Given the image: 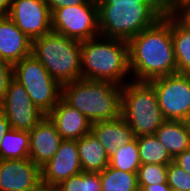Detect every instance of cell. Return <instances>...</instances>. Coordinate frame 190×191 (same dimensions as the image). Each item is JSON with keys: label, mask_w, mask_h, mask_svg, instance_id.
<instances>
[{"label": "cell", "mask_w": 190, "mask_h": 191, "mask_svg": "<svg viewBox=\"0 0 190 191\" xmlns=\"http://www.w3.org/2000/svg\"><path fill=\"white\" fill-rule=\"evenodd\" d=\"M129 70L133 81L177 74V63L171 35V14L160 18L153 26L128 41ZM135 76V77H134Z\"/></svg>", "instance_id": "obj_1"}, {"label": "cell", "mask_w": 190, "mask_h": 191, "mask_svg": "<svg viewBox=\"0 0 190 191\" xmlns=\"http://www.w3.org/2000/svg\"><path fill=\"white\" fill-rule=\"evenodd\" d=\"M100 35L81 42L82 78L110 81L123 86L129 81L128 43L126 40L110 37L99 39ZM100 40V41H99Z\"/></svg>", "instance_id": "obj_2"}, {"label": "cell", "mask_w": 190, "mask_h": 191, "mask_svg": "<svg viewBox=\"0 0 190 191\" xmlns=\"http://www.w3.org/2000/svg\"><path fill=\"white\" fill-rule=\"evenodd\" d=\"M122 86L110 81L79 79L62 85L61 98L91 123L121 116Z\"/></svg>", "instance_id": "obj_3"}, {"label": "cell", "mask_w": 190, "mask_h": 191, "mask_svg": "<svg viewBox=\"0 0 190 191\" xmlns=\"http://www.w3.org/2000/svg\"><path fill=\"white\" fill-rule=\"evenodd\" d=\"M165 15V4H98L100 37L128 41Z\"/></svg>", "instance_id": "obj_4"}, {"label": "cell", "mask_w": 190, "mask_h": 191, "mask_svg": "<svg viewBox=\"0 0 190 191\" xmlns=\"http://www.w3.org/2000/svg\"><path fill=\"white\" fill-rule=\"evenodd\" d=\"M32 55L61 86L82 78L80 41L50 31L32 40Z\"/></svg>", "instance_id": "obj_5"}, {"label": "cell", "mask_w": 190, "mask_h": 191, "mask_svg": "<svg viewBox=\"0 0 190 191\" xmlns=\"http://www.w3.org/2000/svg\"><path fill=\"white\" fill-rule=\"evenodd\" d=\"M121 117L132 129L135 137L155 135L166 120L149 82L132 81L122 86Z\"/></svg>", "instance_id": "obj_6"}, {"label": "cell", "mask_w": 190, "mask_h": 191, "mask_svg": "<svg viewBox=\"0 0 190 191\" xmlns=\"http://www.w3.org/2000/svg\"><path fill=\"white\" fill-rule=\"evenodd\" d=\"M13 78L26 90L33 104L46 115L62 96V86L33 55L13 65Z\"/></svg>", "instance_id": "obj_7"}, {"label": "cell", "mask_w": 190, "mask_h": 191, "mask_svg": "<svg viewBox=\"0 0 190 191\" xmlns=\"http://www.w3.org/2000/svg\"><path fill=\"white\" fill-rule=\"evenodd\" d=\"M51 28L56 33L80 42L100 35L97 1L53 10Z\"/></svg>", "instance_id": "obj_8"}, {"label": "cell", "mask_w": 190, "mask_h": 191, "mask_svg": "<svg viewBox=\"0 0 190 191\" xmlns=\"http://www.w3.org/2000/svg\"><path fill=\"white\" fill-rule=\"evenodd\" d=\"M166 120L190 122V75L173 74L149 81Z\"/></svg>", "instance_id": "obj_9"}, {"label": "cell", "mask_w": 190, "mask_h": 191, "mask_svg": "<svg viewBox=\"0 0 190 191\" xmlns=\"http://www.w3.org/2000/svg\"><path fill=\"white\" fill-rule=\"evenodd\" d=\"M0 110L7 117L11 128L27 132L46 116L33 104L25 88L14 78L9 83Z\"/></svg>", "instance_id": "obj_10"}, {"label": "cell", "mask_w": 190, "mask_h": 191, "mask_svg": "<svg viewBox=\"0 0 190 191\" xmlns=\"http://www.w3.org/2000/svg\"><path fill=\"white\" fill-rule=\"evenodd\" d=\"M7 16L31 40L52 31L51 12L45 0H13Z\"/></svg>", "instance_id": "obj_11"}, {"label": "cell", "mask_w": 190, "mask_h": 191, "mask_svg": "<svg viewBox=\"0 0 190 191\" xmlns=\"http://www.w3.org/2000/svg\"><path fill=\"white\" fill-rule=\"evenodd\" d=\"M81 172L76 140L63 139L55 155L41 167V180L58 185Z\"/></svg>", "instance_id": "obj_12"}, {"label": "cell", "mask_w": 190, "mask_h": 191, "mask_svg": "<svg viewBox=\"0 0 190 191\" xmlns=\"http://www.w3.org/2000/svg\"><path fill=\"white\" fill-rule=\"evenodd\" d=\"M41 180V168L30 158L0 160V191H27Z\"/></svg>", "instance_id": "obj_13"}, {"label": "cell", "mask_w": 190, "mask_h": 191, "mask_svg": "<svg viewBox=\"0 0 190 191\" xmlns=\"http://www.w3.org/2000/svg\"><path fill=\"white\" fill-rule=\"evenodd\" d=\"M29 140V158L41 168L55 155L63 139L55 124L46 115L29 132Z\"/></svg>", "instance_id": "obj_14"}, {"label": "cell", "mask_w": 190, "mask_h": 191, "mask_svg": "<svg viewBox=\"0 0 190 191\" xmlns=\"http://www.w3.org/2000/svg\"><path fill=\"white\" fill-rule=\"evenodd\" d=\"M0 53L12 66L32 55V40L8 16H0Z\"/></svg>", "instance_id": "obj_15"}, {"label": "cell", "mask_w": 190, "mask_h": 191, "mask_svg": "<svg viewBox=\"0 0 190 191\" xmlns=\"http://www.w3.org/2000/svg\"><path fill=\"white\" fill-rule=\"evenodd\" d=\"M62 139L78 140L91 131L92 123L62 98L47 114Z\"/></svg>", "instance_id": "obj_16"}, {"label": "cell", "mask_w": 190, "mask_h": 191, "mask_svg": "<svg viewBox=\"0 0 190 191\" xmlns=\"http://www.w3.org/2000/svg\"><path fill=\"white\" fill-rule=\"evenodd\" d=\"M91 132L104 147L108 157L118 147H123L136 137L127 122L120 116L115 120L92 123Z\"/></svg>", "instance_id": "obj_17"}, {"label": "cell", "mask_w": 190, "mask_h": 191, "mask_svg": "<svg viewBox=\"0 0 190 191\" xmlns=\"http://www.w3.org/2000/svg\"><path fill=\"white\" fill-rule=\"evenodd\" d=\"M155 136L166 148L172 159L190 148V122L165 120Z\"/></svg>", "instance_id": "obj_18"}, {"label": "cell", "mask_w": 190, "mask_h": 191, "mask_svg": "<svg viewBox=\"0 0 190 191\" xmlns=\"http://www.w3.org/2000/svg\"><path fill=\"white\" fill-rule=\"evenodd\" d=\"M83 172L99 173L109 164V157L99 140L90 131L76 140Z\"/></svg>", "instance_id": "obj_19"}, {"label": "cell", "mask_w": 190, "mask_h": 191, "mask_svg": "<svg viewBox=\"0 0 190 191\" xmlns=\"http://www.w3.org/2000/svg\"><path fill=\"white\" fill-rule=\"evenodd\" d=\"M171 35L177 73L190 75V27L176 14H171Z\"/></svg>", "instance_id": "obj_20"}, {"label": "cell", "mask_w": 190, "mask_h": 191, "mask_svg": "<svg viewBox=\"0 0 190 191\" xmlns=\"http://www.w3.org/2000/svg\"><path fill=\"white\" fill-rule=\"evenodd\" d=\"M29 132L11 128L1 138L0 160L29 158Z\"/></svg>", "instance_id": "obj_21"}, {"label": "cell", "mask_w": 190, "mask_h": 191, "mask_svg": "<svg viewBox=\"0 0 190 191\" xmlns=\"http://www.w3.org/2000/svg\"><path fill=\"white\" fill-rule=\"evenodd\" d=\"M136 138L141 164L168 165L173 161L166 148L155 135H143Z\"/></svg>", "instance_id": "obj_22"}, {"label": "cell", "mask_w": 190, "mask_h": 191, "mask_svg": "<svg viewBox=\"0 0 190 191\" xmlns=\"http://www.w3.org/2000/svg\"><path fill=\"white\" fill-rule=\"evenodd\" d=\"M101 191H137V173H129L107 166L100 172Z\"/></svg>", "instance_id": "obj_23"}, {"label": "cell", "mask_w": 190, "mask_h": 191, "mask_svg": "<svg viewBox=\"0 0 190 191\" xmlns=\"http://www.w3.org/2000/svg\"><path fill=\"white\" fill-rule=\"evenodd\" d=\"M108 165L121 171L137 173L141 165L137 138L122 148L118 147L115 153L109 157Z\"/></svg>", "instance_id": "obj_24"}, {"label": "cell", "mask_w": 190, "mask_h": 191, "mask_svg": "<svg viewBox=\"0 0 190 191\" xmlns=\"http://www.w3.org/2000/svg\"><path fill=\"white\" fill-rule=\"evenodd\" d=\"M59 191H101L100 172H81L58 184Z\"/></svg>", "instance_id": "obj_25"}, {"label": "cell", "mask_w": 190, "mask_h": 191, "mask_svg": "<svg viewBox=\"0 0 190 191\" xmlns=\"http://www.w3.org/2000/svg\"><path fill=\"white\" fill-rule=\"evenodd\" d=\"M167 166L159 164H141L138 172V185L167 183Z\"/></svg>", "instance_id": "obj_26"}, {"label": "cell", "mask_w": 190, "mask_h": 191, "mask_svg": "<svg viewBox=\"0 0 190 191\" xmlns=\"http://www.w3.org/2000/svg\"><path fill=\"white\" fill-rule=\"evenodd\" d=\"M167 183L172 191H190V174L172 161L167 166Z\"/></svg>", "instance_id": "obj_27"}, {"label": "cell", "mask_w": 190, "mask_h": 191, "mask_svg": "<svg viewBox=\"0 0 190 191\" xmlns=\"http://www.w3.org/2000/svg\"><path fill=\"white\" fill-rule=\"evenodd\" d=\"M13 79V66L7 62L0 63V104L3 102L9 83Z\"/></svg>", "instance_id": "obj_28"}, {"label": "cell", "mask_w": 190, "mask_h": 191, "mask_svg": "<svg viewBox=\"0 0 190 191\" xmlns=\"http://www.w3.org/2000/svg\"><path fill=\"white\" fill-rule=\"evenodd\" d=\"M93 0H45L50 12L61 7L89 4Z\"/></svg>", "instance_id": "obj_29"}, {"label": "cell", "mask_w": 190, "mask_h": 191, "mask_svg": "<svg viewBox=\"0 0 190 191\" xmlns=\"http://www.w3.org/2000/svg\"><path fill=\"white\" fill-rule=\"evenodd\" d=\"M97 4H165L164 0H96Z\"/></svg>", "instance_id": "obj_30"}, {"label": "cell", "mask_w": 190, "mask_h": 191, "mask_svg": "<svg viewBox=\"0 0 190 191\" xmlns=\"http://www.w3.org/2000/svg\"><path fill=\"white\" fill-rule=\"evenodd\" d=\"M166 14H177L190 0H164Z\"/></svg>", "instance_id": "obj_31"}, {"label": "cell", "mask_w": 190, "mask_h": 191, "mask_svg": "<svg viewBox=\"0 0 190 191\" xmlns=\"http://www.w3.org/2000/svg\"><path fill=\"white\" fill-rule=\"evenodd\" d=\"M173 162L190 174V148L177 155Z\"/></svg>", "instance_id": "obj_32"}, {"label": "cell", "mask_w": 190, "mask_h": 191, "mask_svg": "<svg viewBox=\"0 0 190 191\" xmlns=\"http://www.w3.org/2000/svg\"><path fill=\"white\" fill-rule=\"evenodd\" d=\"M27 191H59L58 185L47 183L40 180L36 185L28 189Z\"/></svg>", "instance_id": "obj_33"}, {"label": "cell", "mask_w": 190, "mask_h": 191, "mask_svg": "<svg viewBox=\"0 0 190 191\" xmlns=\"http://www.w3.org/2000/svg\"><path fill=\"white\" fill-rule=\"evenodd\" d=\"M143 191H172L168 183L152 184V185H138Z\"/></svg>", "instance_id": "obj_34"}, {"label": "cell", "mask_w": 190, "mask_h": 191, "mask_svg": "<svg viewBox=\"0 0 190 191\" xmlns=\"http://www.w3.org/2000/svg\"><path fill=\"white\" fill-rule=\"evenodd\" d=\"M11 129L10 124L8 122L7 117L5 114L0 110V145H1V138Z\"/></svg>", "instance_id": "obj_35"}, {"label": "cell", "mask_w": 190, "mask_h": 191, "mask_svg": "<svg viewBox=\"0 0 190 191\" xmlns=\"http://www.w3.org/2000/svg\"><path fill=\"white\" fill-rule=\"evenodd\" d=\"M176 15L190 27V3L183 7Z\"/></svg>", "instance_id": "obj_36"}, {"label": "cell", "mask_w": 190, "mask_h": 191, "mask_svg": "<svg viewBox=\"0 0 190 191\" xmlns=\"http://www.w3.org/2000/svg\"><path fill=\"white\" fill-rule=\"evenodd\" d=\"M13 0H0V16H7Z\"/></svg>", "instance_id": "obj_37"}, {"label": "cell", "mask_w": 190, "mask_h": 191, "mask_svg": "<svg viewBox=\"0 0 190 191\" xmlns=\"http://www.w3.org/2000/svg\"><path fill=\"white\" fill-rule=\"evenodd\" d=\"M5 62V60L3 59V57L1 56V53H0V63H3Z\"/></svg>", "instance_id": "obj_38"}]
</instances>
